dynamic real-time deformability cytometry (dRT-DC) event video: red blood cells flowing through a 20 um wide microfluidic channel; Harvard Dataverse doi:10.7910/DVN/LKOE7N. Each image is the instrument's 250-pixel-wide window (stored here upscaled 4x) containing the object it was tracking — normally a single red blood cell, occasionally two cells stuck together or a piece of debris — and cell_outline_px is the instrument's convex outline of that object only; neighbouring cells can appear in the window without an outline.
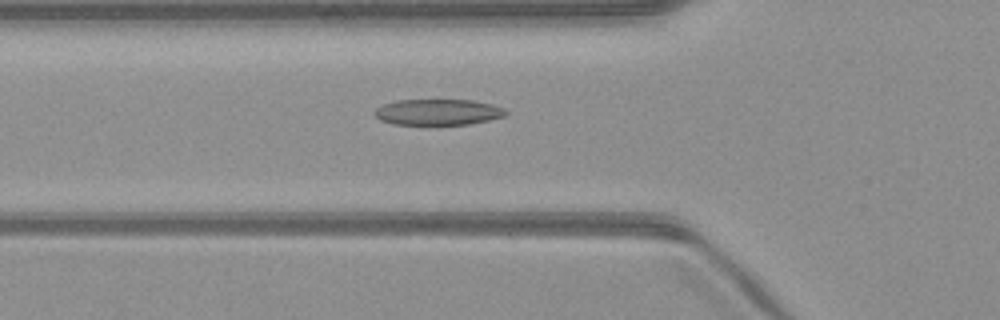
{"species": "common noctule bat (a hibernating species)", "species_latin": "Nyctalus noctula", "temperature_condition": "warm", "stored_images_in_passage": 35, "camera_frame_rate_fps": 3000, "um_per_image_px": 0.085, "animal": {"sex": "male", "body_mass_g": 23.1, "forearm_length_mm": 52.7}, "frame": {"image": 1, "passage_image": 6, "time_ms": 1.667, "image_size_px": [1000, 320], "cell_outline_px": [[508, 112], [504, 116], [488, 120], [468, 124], [392, 124], [380, 120], [372, 112], [376, 108], [384, 104], [396, 100], [472, 100], [492, 104], [504, 108]], "centroid_in_image_um": [37.21, 9.52], "position_along_channel_um": 88.6, "area_um2": 19.77}}
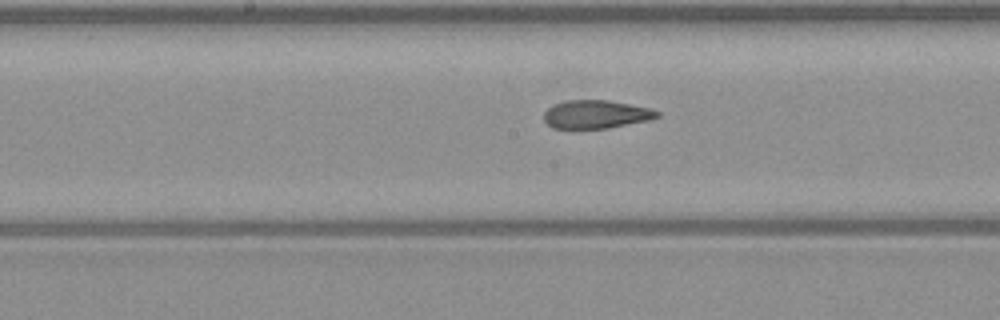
{"frame": {"image": 2, "passage_image": 14, "time_ms": 4.333, "image_size_px": [1000, 320], "cell_outline_px": [[660, 116], [652, 120], [608, 128], [572, 132], [552, 128], [544, 120], [544, 112], [552, 104], [564, 100], [608, 100], [648, 108], [660, 112]], "centroid_in_image_um": [50.59, 9.77], "position_along_channel_um": 197.6, "area_um2": 19.54}}
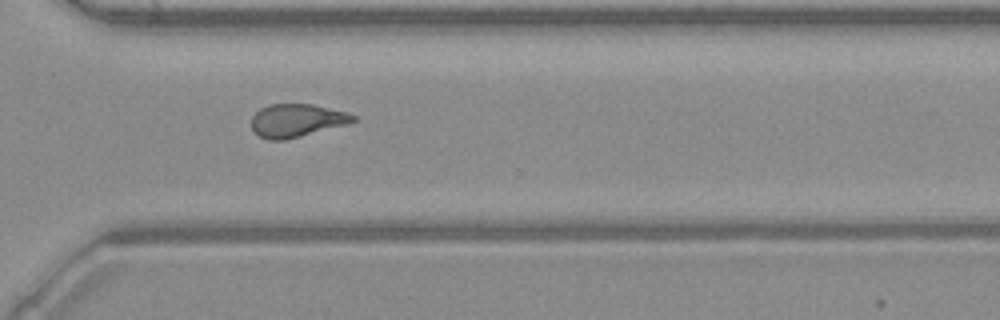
{"frame": {"image": 3, "passage_image": 25, "time_ms": 8.0, "image_size_px": [1000, 320], "cell_outline_px": [[356, 120], [348, 124], [284, 140], [268, 140], [260, 136], [252, 128], [252, 116], [260, 108], [268, 104], [312, 104], [348, 112], [356, 116]], "centroid_in_image_um": [25.23, 10.23], "position_along_channel_um": 345.4, "area_um2": 19.54}, "authors_computed_cell_mechanics": {"area_um2": 19.5364, "velocity_mm_per_s": 4.0455, "shape_relaxation_time_tau1_ms": 5.4105, "shape_relaxation_time_tau2_ms": 1.5087, "deformation_change_tau1": 0.1825, "deformation_change_tau2": 0.099}}